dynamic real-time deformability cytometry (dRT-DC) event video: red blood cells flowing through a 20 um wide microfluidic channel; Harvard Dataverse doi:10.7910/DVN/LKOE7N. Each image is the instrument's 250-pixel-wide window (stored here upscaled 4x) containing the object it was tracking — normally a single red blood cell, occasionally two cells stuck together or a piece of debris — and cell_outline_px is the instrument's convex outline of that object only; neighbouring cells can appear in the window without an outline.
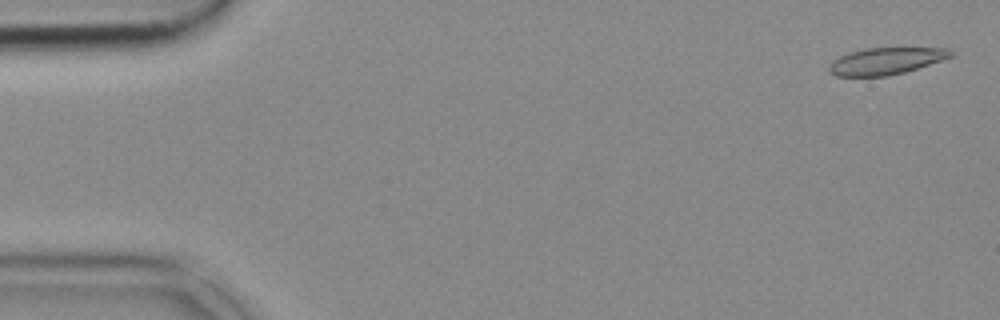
{"species": "common noctule bat (a hibernating species)", "species_latin": "Nyctalus noctula", "temperature_condition": "cold", "stored_images_in_passage": 53, "camera_frame_rate_fps": 3000, "um_per_image_px": 0.085, "animal": {"sex": "female", "body_mass_g": 18.4}, "frame": {"image": 1, "passage_image": 2, "time_ms": 0.333, "image_size_px": [1000, 320], "cell_outline_px": [[956, 52], [952, 56], [904, 72], [888, 76], [836, 76], [828, 72], [828, 68], [832, 60], [848, 52], [864, 48], [952, 48]], "centroid_in_image_um": [75.27, 5.18], "position_along_channel_um": 9.7, "area_um2": 19.07}}
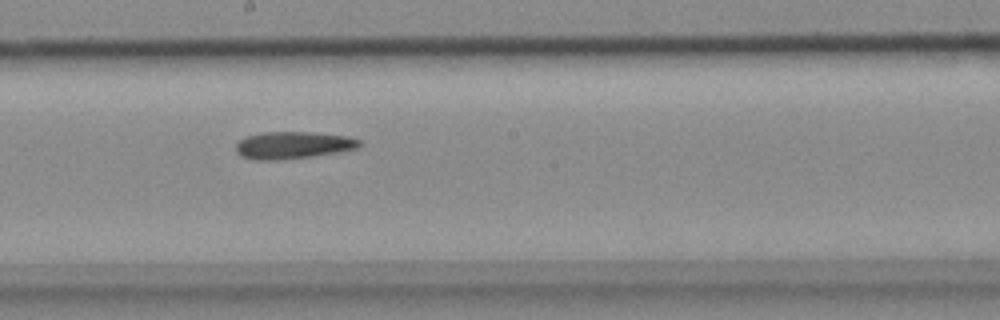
{"frame": {"image": 2, "passage_image": 29, "time_ms": 9.333, "image_size_px": [1000, 320], "cell_outline_px": [[360, 144], [356, 148], [340, 152], [284, 160], [252, 160], [240, 156], [236, 152], [236, 144], [244, 136], [264, 132], [308, 132], [348, 136], [360, 140]], "centroid_in_image_um": [24.85, 12.35], "position_along_channel_um": 223.3, "area_um2": 19.71}}
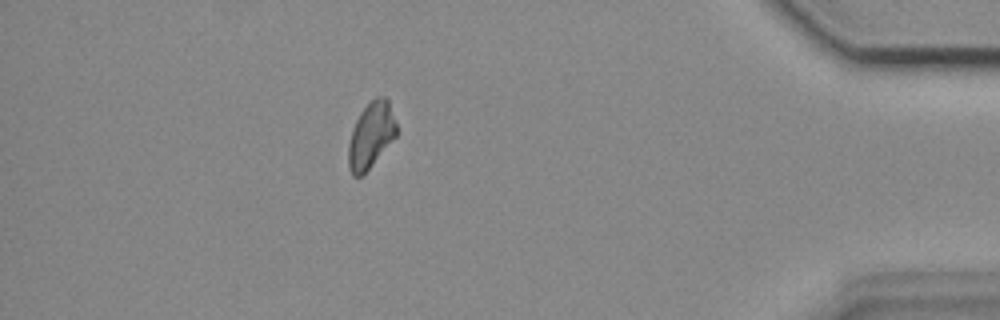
{"frame": {"image": 3, "passage_image": 47, "time_ms": 15.333, "image_size_px": [1000, 320], "cell_outline_px": [[396, 136], [372, 164], [360, 176], [352, 176], [348, 168], [348, 144], [352, 128], [360, 112], [376, 96], [384, 96], [388, 100], [396, 124]], "centroid_in_image_um": [31.5, 11.49], "position_along_channel_um": 403.7, "area_um2": 18.15}}